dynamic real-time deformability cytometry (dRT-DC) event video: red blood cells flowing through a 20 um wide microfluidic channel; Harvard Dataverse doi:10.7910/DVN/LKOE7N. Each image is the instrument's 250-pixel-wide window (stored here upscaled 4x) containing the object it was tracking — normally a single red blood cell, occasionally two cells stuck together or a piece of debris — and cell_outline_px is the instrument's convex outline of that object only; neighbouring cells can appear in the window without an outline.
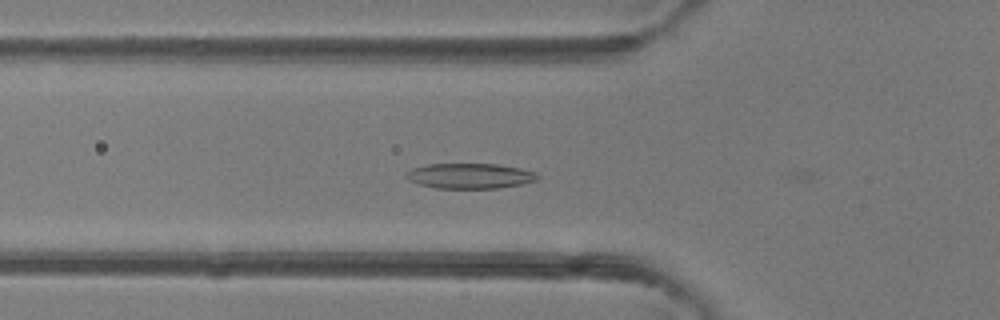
{"species": "common noctule bat (a hibernating species)", "species_latin": "Nyctalus noctula", "temperature_condition": "room temperature", "stored_images_in_passage": 48, "camera_frame_rate_fps": 3000, "um_per_image_px": 0.085, "animal": {"sex": "female"}, "frame": {"image": 1, "passage_image": 17, "time_ms": 5.333, "image_size_px": [1000, 320], "cell_outline_px": [[540, 176], [536, 180], [520, 184], [500, 188], [436, 188], [420, 184], [408, 180], [404, 176], [404, 172], [412, 168], [428, 164], [496, 164], [520, 168], [536, 172]], "centroid_in_image_um": [39.91, 14.95], "position_along_channel_um": 85.9, "area_um2": 19.36}}
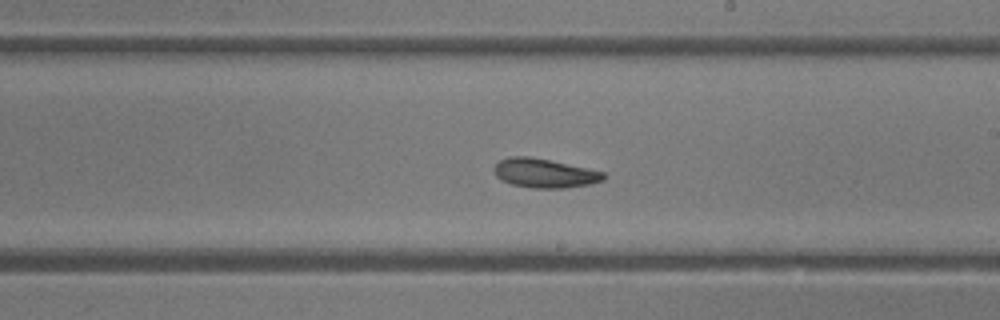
{"frame": {"image": 2, "passage_image": 28, "time_ms": 9.0, "image_size_px": [1000, 320], "cell_outline_px": [[608, 176], [604, 180], [592, 184], [564, 188], [532, 188], [512, 184], [500, 180], [496, 176], [492, 168], [500, 160], [508, 156], [532, 156], [604, 172]], "centroid_in_image_um": [46.28, 14.72], "position_along_channel_um": 242.7, "area_um2": 18.79}}
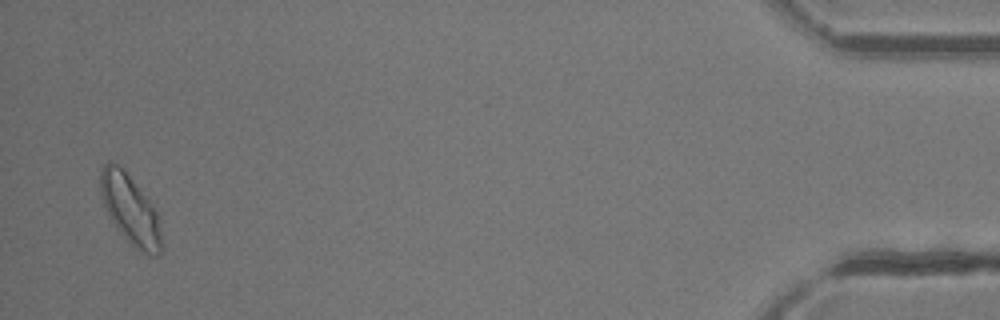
{"frame": {"image": 3, "passage_image": 47, "time_ms": 15.333, "image_size_px": [1000, 320], "cell_outline_px": [[160, 252], [156, 256], [148, 256], [132, 244], [116, 228], [100, 196], [100, 172], [104, 164], [108, 160], [112, 160], [128, 176], [148, 200], [156, 212], [160, 232]], "centroid_in_image_um": [11.03, 17.81], "position_along_channel_um": 424.2, "area_um2": 23.76}, "authors_computed_cell_mechanics": {"area_um2": 19.8254, "velocity_mm_per_s": 4.2626, "shape_relaxation_time_tau1_ms": 2.8929, "shape_relaxation_time_tau2_ms": 3.3218, "deformation_change_tau1": 0.108, "deformation_change_tau2": 0.0954}}